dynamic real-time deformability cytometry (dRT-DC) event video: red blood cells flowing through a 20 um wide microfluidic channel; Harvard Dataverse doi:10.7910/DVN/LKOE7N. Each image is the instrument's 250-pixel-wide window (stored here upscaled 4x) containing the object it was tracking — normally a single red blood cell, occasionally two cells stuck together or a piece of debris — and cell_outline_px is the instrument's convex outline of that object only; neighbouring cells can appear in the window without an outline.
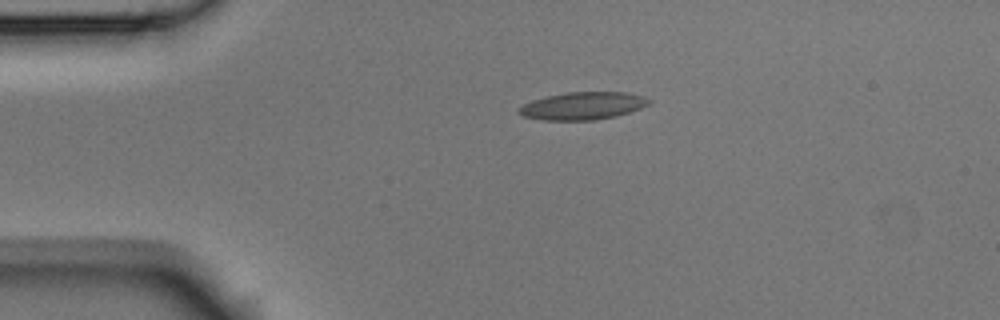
{"species": "Egyptian fruit bat (a non-hibernating species)", "species_latin": "Rousettus aegyptiacus", "temperature_condition": "room temperature", "stored_images_in_passage": 2, "camera_frame_rate_fps": 3000, "um_per_image_px": 0.085, "animal": {"sex": "male"}, "frame": {"image": 1, "passage_image": 1, "time_ms": 0.0, "image_size_px": [1000, 320], "cell_outline_px": [[652, 104], [616, 116], [592, 120], [544, 120], [524, 116], [520, 112], [520, 108], [524, 104], [532, 100], [548, 96], [568, 92], [628, 92], [644, 96], [652, 100]], "centroid_in_image_um": [49.62, 8.99], "position_along_channel_um": 35.4, "area_um2": 20.75}}